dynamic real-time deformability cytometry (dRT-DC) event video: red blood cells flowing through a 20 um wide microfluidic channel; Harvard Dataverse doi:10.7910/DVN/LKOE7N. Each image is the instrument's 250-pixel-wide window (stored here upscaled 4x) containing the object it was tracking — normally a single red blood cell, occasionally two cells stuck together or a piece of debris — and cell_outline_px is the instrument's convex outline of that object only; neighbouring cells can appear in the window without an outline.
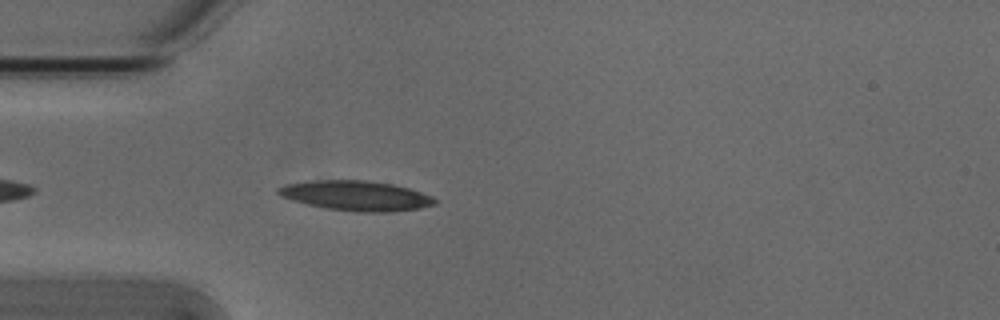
{"species": "Egyptian fruit bat (a non-hibernating species)", "species_latin": "Rousettus aegyptiacus", "temperature_condition": "cold", "stored_images_in_passage": 33, "camera_frame_rate_fps": 3000, "um_per_image_px": 0.085, "animal": {"sex": "male"}, "frame": {"image": 1, "passage_image": 4, "time_ms": 1.0, "image_size_px": [1000, 320], "cell_outline_px": [[436, 204], [420, 208], [392, 212], [356, 212], [324, 208], [292, 200], [280, 196], [276, 192], [276, 188], [284, 184], [312, 180], [364, 180], [392, 184], [408, 188], [432, 196], [436, 200]], "centroid_in_image_um": [30.23, 16.63], "position_along_channel_um": 54.8, "area_um2": 27.4}}
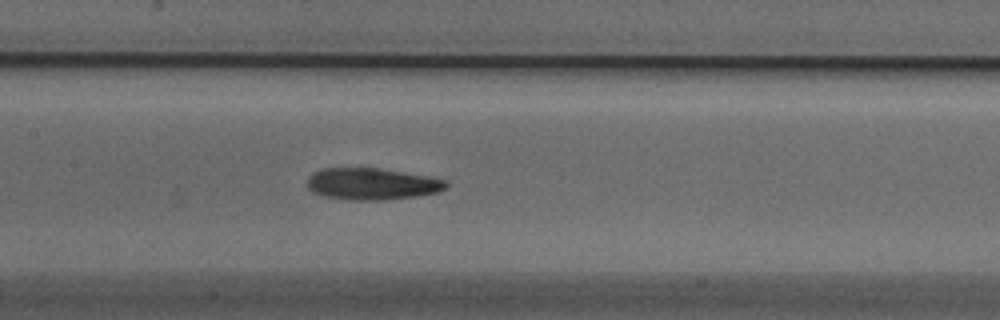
{"frame": {"image": 2, "passage_image": 14, "time_ms": 4.333, "image_size_px": [1000, 320], "cell_outline_px": [[448, 188], [436, 192], [416, 196], [384, 200], [348, 200], [324, 196], [312, 192], [308, 188], [308, 176], [312, 172], [324, 168], [380, 168], [428, 176], [448, 180]], "centroid_in_image_um": [31.62, 15.63], "position_along_channel_um": 175.8, "area_um2": 25.84}}
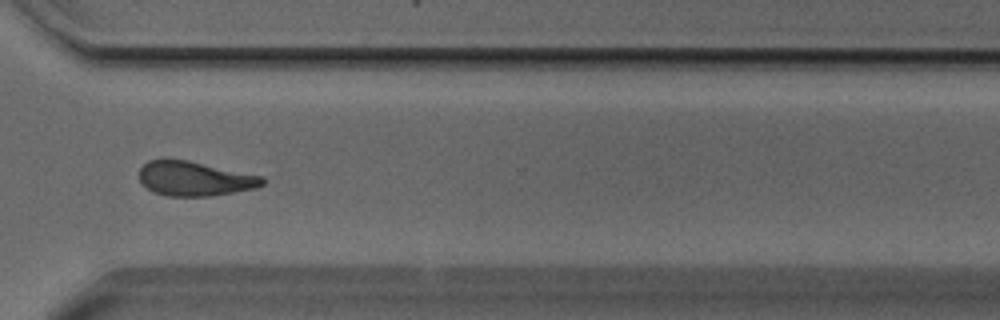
{"frame": {"image": 3, "passage_image": 28, "time_ms": 9.0, "image_size_px": [1000, 320], "cell_outline_px": [[264, 184], [256, 188], [212, 196], [168, 196], [156, 192], [140, 184], [140, 168], [148, 160], [160, 156], [188, 160], [264, 176]], "centroid_in_image_um": [16.52, 15.15], "position_along_channel_um": 354.1, "area_um2": 25.26}, "authors_computed_cell_mechanics": {"area_um2": 25.2586, "velocity_mm_per_s": 3.8226, "shape_relaxation_time_tau1_ms": 5.9526, "shape_relaxation_time_tau2_ms": 4.5404, "deformation_change_tau1": 0.1617, "deformation_change_tau2": 0.1272}}